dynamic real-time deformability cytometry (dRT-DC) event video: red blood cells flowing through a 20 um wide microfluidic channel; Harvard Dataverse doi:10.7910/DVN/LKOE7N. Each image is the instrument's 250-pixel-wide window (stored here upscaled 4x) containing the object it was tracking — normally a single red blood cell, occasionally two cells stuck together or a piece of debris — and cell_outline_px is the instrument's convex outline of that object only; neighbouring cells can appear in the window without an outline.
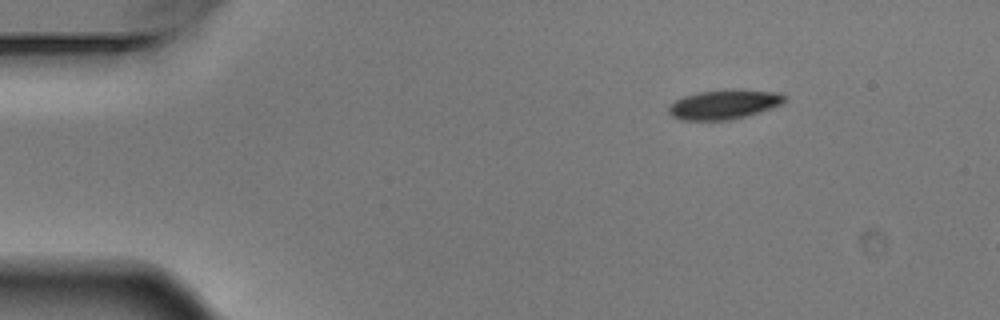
{"species": "Egyptian fruit bat (a non-hibernating species)", "species_latin": "Rousettus aegyptiacus", "temperature_condition": "warm", "stored_images_in_passage": 4, "camera_frame_rate_fps": 3000, "um_per_image_px": 0.085, "animal": {"sex": "male"}, "frame": {"image": 1, "passage_image": 4, "time_ms": 1.0, "image_size_px": [1000, 320], "cell_outline_px": [[788, 100], [784, 104], [744, 116], [728, 120], [680, 120], [672, 116], [668, 112], [668, 104], [684, 96], [696, 92], [724, 88], [780, 92]], "centroid_in_image_um": [61.53, 8.85], "position_along_channel_um": 23.5, "area_um2": 20.23}}